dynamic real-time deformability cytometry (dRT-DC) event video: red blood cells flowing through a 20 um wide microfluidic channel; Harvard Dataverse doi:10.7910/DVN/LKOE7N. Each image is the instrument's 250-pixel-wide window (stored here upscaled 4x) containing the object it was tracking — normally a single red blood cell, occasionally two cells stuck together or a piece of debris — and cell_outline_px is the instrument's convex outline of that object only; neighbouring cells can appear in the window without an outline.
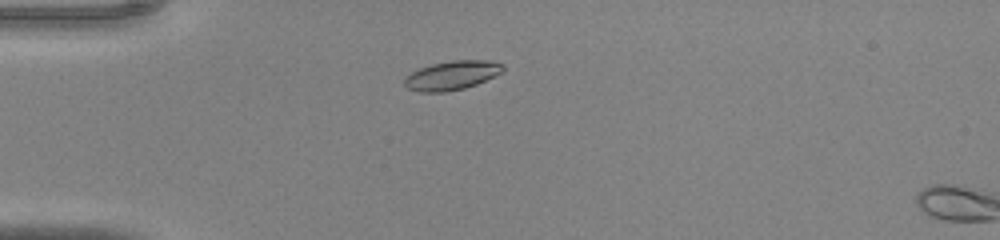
{"species": "common noctule bat (a hibernating species)", "species_latin": "Nyctalus noctula", "temperature_condition": "warm", "stored_images_in_passage": 9, "camera_frame_rate_fps": 3000, "um_per_image_px": 0.085, "animal": {"sex": "male", "body_mass_g": 20.0, "forearm_length_mm": 53.3}, "frame": {"image": 1, "passage_image": 7, "time_ms": 2.0, "image_size_px": [1000, 240], "cell_outline_px": [[504, 72], [496, 76], [476, 84], [464, 88], [444, 92], [420, 92], [408, 88], [404, 84], [404, 76], [420, 68], [432, 64], [452, 60], [496, 60], [504, 64]], "centroid_in_image_um": [38.46, 6.39], "position_along_channel_um": 46.5, "area_um2": 16.88}}